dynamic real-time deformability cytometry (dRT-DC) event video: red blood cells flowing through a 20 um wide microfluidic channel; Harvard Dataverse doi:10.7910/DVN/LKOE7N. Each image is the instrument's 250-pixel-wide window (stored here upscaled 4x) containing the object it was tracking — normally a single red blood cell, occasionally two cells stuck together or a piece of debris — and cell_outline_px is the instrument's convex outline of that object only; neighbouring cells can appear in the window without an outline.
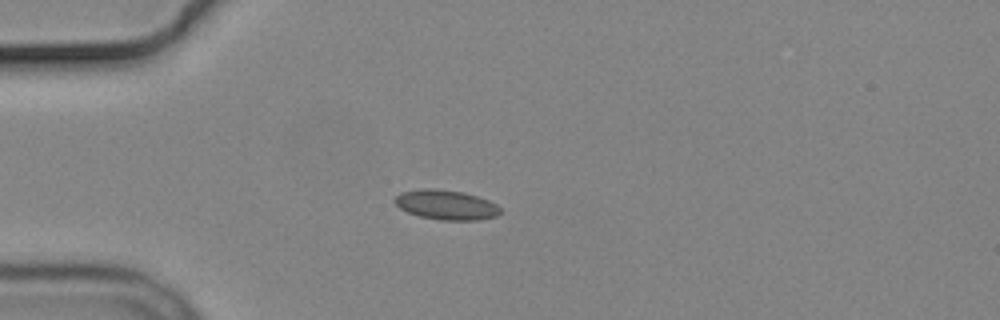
{"species": "common noctule bat (a hibernating species)", "species_latin": "Nyctalus noctula", "temperature_condition": "cold", "stored_images_in_passage": 5, "camera_frame_rate_fps": 3000, "um_per_image_px": 0.085, "animal": {"sex": "male", "body_mass_g": 19.2, "forearm_length_mm": 51.8}, "frame": {"image": 1, "passage_image": 5, "time_ms": 5.0, "image_size_px": [1000, 320], "cell_outline_px": [[500, 212], [496, 216], [480, 220], [440, 220], [420, 216], [408, 212], [400, 208], [392, 200], [400, 192], [424, 188], [432, 188], [464, 192], [488, 200], [496, 204], [500, 208]], "centroid_in_image_um": [37.9, 17.41], "position_along_channel_um": 47.1, "area_um2": 18.26}}